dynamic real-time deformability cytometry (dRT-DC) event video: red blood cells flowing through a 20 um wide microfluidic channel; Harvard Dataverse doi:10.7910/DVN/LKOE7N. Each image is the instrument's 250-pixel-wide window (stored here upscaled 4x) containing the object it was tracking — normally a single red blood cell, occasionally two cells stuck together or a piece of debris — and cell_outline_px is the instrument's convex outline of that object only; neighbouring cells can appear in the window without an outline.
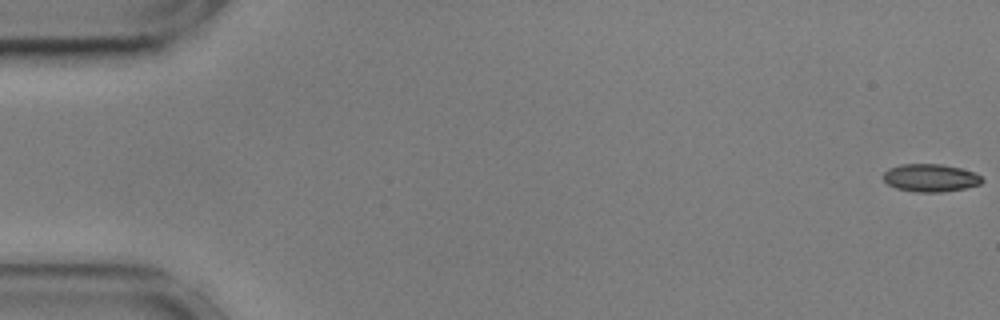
{"species": "common noctule bat (a hibernating species)", "species_latin": "Nyctalus noctula", "temperature_condition": "cold", "stored_images_in_passage": 56, "camera_frame_rate_fps": 3000, "um_per_image_px": 0.085, "animal": {"sex": "male", "body_mass_g": 17.9, "forearm_length_mm": 54.2}, "frame": {"image": 1, "passage_image": 1, "time_ms": 0.0, "image_size_px": [1000, 320], "cell_outline_px": [[984, 180], [980, 184], [964, 188], [944, 192], [916, 192], [896, 188], [888, 184], [884, 180], [884, 172], [888, 168], [900, 164], [940, 164], [960, 168], [972, 172], [980, 176]], "centroid_in_image_um": [79.07, 15.12], "position_along_channel_um": 5.9, "area_um2": 15.9}}
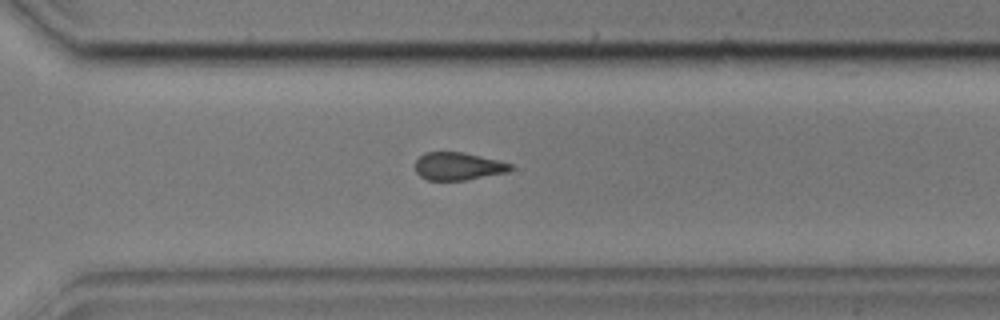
{"frame": {"image": 2, "passage_image": 40, "time_ms": 13.0, "image_size_px": [1000, 320], "cell_outline_px": [[512, 168], [508, 172], [464, 180], [428, 180], [420, 176], [416, 172], [416, 160], [424, 152], [464, 152], [500, 160], [512, 164]], "centroid_in_image_um": [38.95, 14.12], "position_along_channel_um": 331.7, "area_um2": 15.43}}
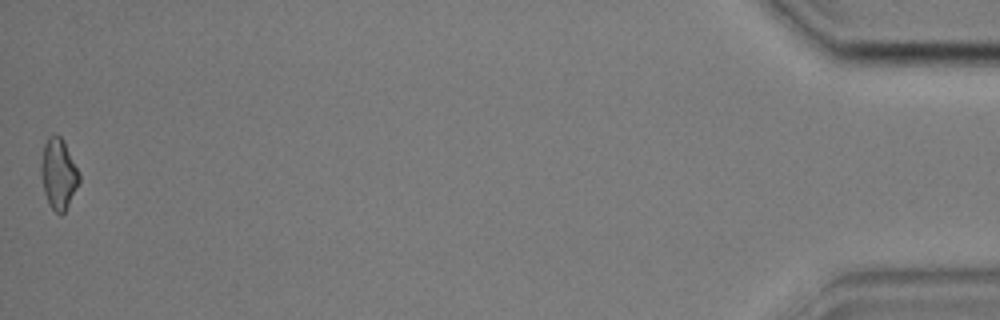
{"frame": {"image": 3, "passage_image": 56, "time_ms": 18.333, "image_size_px": [1000, 320], "cell_outline_px": [[80, 180], [64, 212], [60, 216], [48, 204], [44, 192], [40, 176], [40, 164], [44, 144], [48, 136], [60, 136], [64, 140], [80, 172]], "centroid_in_image_um": [4.96, 14.76], "position_along_channel_um": 430.2, "area_um2": 15.78}, "authors_computed_cell_mechanics": {"area_um2": 16.2418, "velocity_mm_per_s": 3.5975, "shape_relaxation_time_tau1_ms": 5.0492, "shape_relaxation_time_tau2_ms": 4.0002, "deformation_change_tau1": 0.0761, "deformation_change_tau2": 0.0959}}